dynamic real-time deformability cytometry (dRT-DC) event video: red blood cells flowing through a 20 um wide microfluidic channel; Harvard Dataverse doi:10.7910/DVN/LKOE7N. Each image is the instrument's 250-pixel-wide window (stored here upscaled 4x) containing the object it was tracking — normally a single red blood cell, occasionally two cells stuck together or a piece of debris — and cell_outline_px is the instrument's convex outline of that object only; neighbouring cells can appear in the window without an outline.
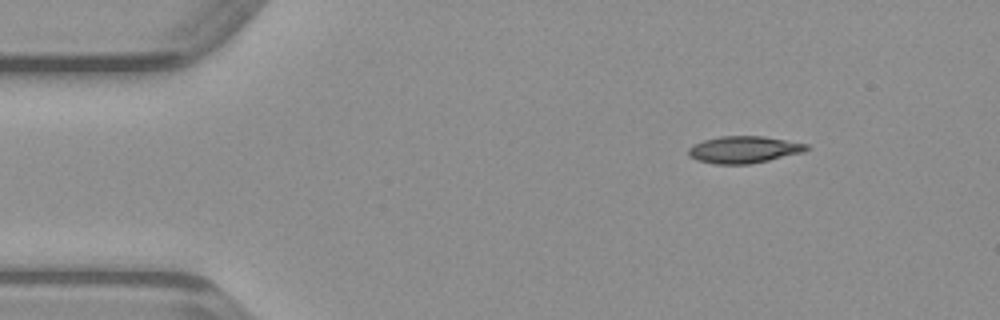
{"species": "common noctule bat (a hibernating species)", "species_latin": "Nyctalus noctula", "temperature_condition": "warm", "stored_images_in_passage": 19, "camera_frame_rate_fps": 3000, "um_per_image_px": 0.085, "animal": {"sex": "male", "body_mass_g": 23.1, "forearm_length_mm": 52.7}, "frame": {"image": 1, "passage_image": 1, "time_ms": 0.0, "image_size_px": [1000, 320], "cell_outline_px": [[808, 148], [804, 152], [768, 160], [748, 164], [716, 164], [700, 160], [688, 156], [688, 148], [692, 144], [704, 140], [720, 136], [764, 136], [808, 144]], "centroid_in_image_um": [63.21, 12.71], "position_along_channel_um": 21.8, "area_um2": 18.44}}
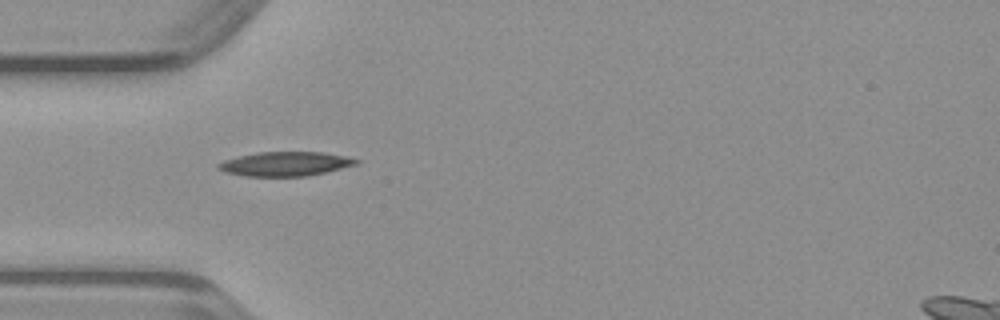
{"frame": {"image": 2, "passage_image": 9, "time_ms": 2.667, "image_size_px": [1000, 320], "cell_outline_px": [[360, 164], [308, 176], [244, 176], [228, 172], [220, 168], [216, 164], [224, 160], [240, 156], [260, 152], [324, 152], [348, 156], [360, 160]], "centroid_in_image_um": [24.35, 13.92], "position_along_channel_um": 60.7, "area_um2": 19.42}}